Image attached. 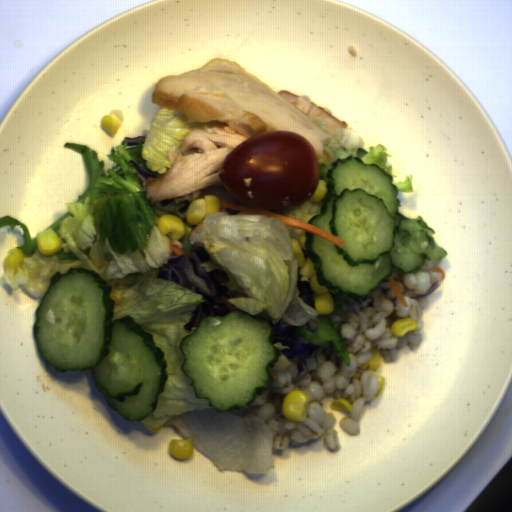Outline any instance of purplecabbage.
I'll list each match as a JSON object with an SVG mask.
<instances>
[{"label": "purple cabbage", "mask_w": 512, "mask_h": 512, "mask_svg": "<svg viewBox=\"0 0 512 512\" xmlns=\"http://www.w3.org/2000/svg\"><path fill=\"white\" fill-rule=\"evenodd\" d=\"M440 282L438 281L437 283H435L434 285H432L429 290L424 294V295H418L413 289H406L402 294V296H408L409 299L410 298H413V297H425V296H428L429 294H431L433 291H435L437 288L440 287Z\"/></svg>", "instance_id": "purple-cabbage-4"}, {"label": "purple cabbage", "mask_w": 512, "mask_h": 512, "mask_svg": "<svg viewBox=\"0 0 512 512\" xmlns=\"http://www.w3.org/2000/svg\"><path fill=\"white\" fill-rule=\"evenodd\" d=\"M128 165L129 167H131L132 169H136L137 173L136 176L142 180V183L144 186L147 187V180L148 178H156L154 175H152L151 173H146L145 171L141 170L140 166L134 161L131 159L130 162H128ZM157 179V178H156Z\"/></svg>", "instance_id": "purple-cabbage-3"}, {"label": "purple cabbage", "mask_w": 512, "mask_h": 512, "mask_svg": "<svg viewBox=\"0 0 512 512\" xmlns=\"http://www.w3.org/2000/svg\"><path fill=\"white\" fill-rule=\"evenodd\" d=\"M306 324L310 327L311 331H313V332H314V331L317 329V327H318V325H317L316 321H315L314 319H312V318H311V319H309V320L307 321V323H306Z\"/></svg>", "instance_id": "purple-cabbage-6"}, {"label": "purple cabbage", "mask_w": 512, "mask_h": 512, "mask_svg": "<svg viewBox=\"0 0 512 512\" xmlns=\"http://www.w3.org/2000/svg\"><path fill=\"white\" fill-rule=\"evenodd\" d=\"M147 139V135H138L136 138H130L129 136H125L121 141V145L126 142V146L140 145L144 144Z\"/></svg>", "instance_id": "purple-cabbage-5"}, {"label": "purple cabbage", "mask_w": 512, "mask_h": 512, "mask_svg": "<svg viewBox=\"0 0 512 512\" xmlns=\"http://www.w3.org/2000/svg\"><path fill=\"white\" fill-rule=\"evenodd\" d=\"M300 268L297 266L298 280H297V289L299 298H301L306 305L315 309L313 294L315 293L310 286L309 281H301V275L299 274ZM316 310V309H315Z\"/></svg>", "instance_id": "purple-cabbage-2"}, {"label": "purple cabbage", "mask_w": 512, "mask_h": 512, "mask_svg": "<svg viewBox=\"0 0 512 512\" xmlns=\"http://www.w3.org/2000/svg\"><path fill=\"white\" fill-rule=\"evenodd\" d=\"M192 257L188 255H171L168 263H163L159 267L157 279H164L168 282H175L185 289L191 290L203 296V303L199 304L191 314L190 321L184 326V329L190 330L193 327L199 328L200 322L209 316H227L231 311H241L248 314L250 318L263 319L268 322L274 330L272 345L281 342L283 346L282 353L287 359L293 361L296 365V377L294 383L301 380L309 371L306 365V358H311L320 348L319 344H313L296 333L297 326H293L284 321V317L273 323L274 318L267 310H262L257 315H251L249 312L234 307L229 309L221 296H226L231 289L222 283L230 280L229 274L225 270L213 269L206 272V268L201 267L205 262H214L209 253L198 250L192 251Z\"/></svg>", "instance_id": "purple-cabbage-1"}]
</instances>
